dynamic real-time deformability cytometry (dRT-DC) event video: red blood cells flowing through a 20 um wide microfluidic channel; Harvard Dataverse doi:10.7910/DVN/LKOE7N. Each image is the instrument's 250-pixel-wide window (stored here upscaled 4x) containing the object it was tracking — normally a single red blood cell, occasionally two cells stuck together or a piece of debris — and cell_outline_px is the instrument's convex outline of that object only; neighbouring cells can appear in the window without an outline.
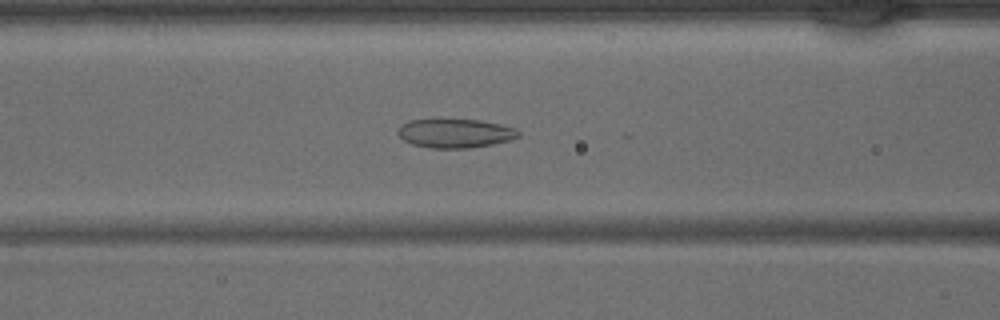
{"species": "common noctule bat (a hibernating species)", "species_latin": "Nyctalus noctula", "temperature_condition": "warm", "stored_images_in_passage": 42, "camera_frame_rate_fps": 3000, "um_per_image_px": 0.085, "animal": {"sex": "male", "body_mass_g": 15.6}, "frame": {"image": 1, "passage_image": 17, "time_ms": 5.333, "image_size_px": [1000, 320], "cell_outline_px": [[520, 136], [508, 140], [492, 144], [468, 148], [432, 148], [412, 144], [404, 140], [396, 132], [400, 124], [408, 120], [480, 120], [500, 124], [516, 128], [520, 132]], "centroid_in_image_um": [38.67, 11.33], "position_along_channel_um": 127.9, "area_um2": 20.23}}
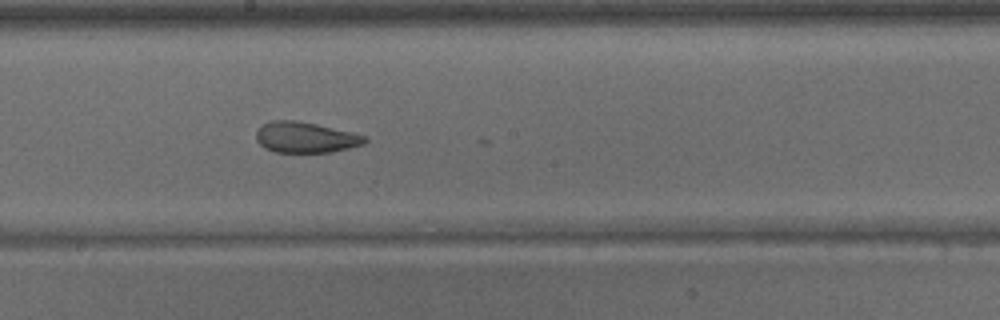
{"frame": {"image": 2, "passage_image": 23, "time_ms": 7.333, "image_size_px": [1000, 320], "cell_outline_px": [[368, 140], [364, 144], [332, 152], [276, 152], [264, 148], [256, 140], [256, 132], [264, 124], [272, 120], [296, 120], [316, 124], [352, 132], [364, 136]], "centroid_in_image_um": [25.96, 11.68], "position_along_channel_um": 222.2, "area_um2": 19.36}}
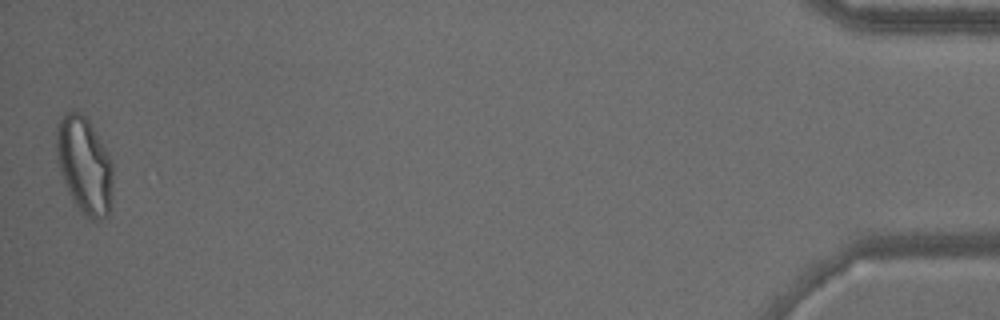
{"frame": {"image": 3, "passage_image": 42, "time_ms": 13.667, "image_size_px": [1000, 320], "cell_outline_px": [[112, 184], [108, 212], [104, 216], [96, 220], [92, 220], [84, 216], [80, 212], [72, 200], [60, 172], [56, 152], [56, 128], [64, 112], [80, 112], [88, 120], [112, 160]], "centroid_in_image_um": [7.15, 14.04], "position_along_channel_um": 428.1, "area_um2": 31.5}}